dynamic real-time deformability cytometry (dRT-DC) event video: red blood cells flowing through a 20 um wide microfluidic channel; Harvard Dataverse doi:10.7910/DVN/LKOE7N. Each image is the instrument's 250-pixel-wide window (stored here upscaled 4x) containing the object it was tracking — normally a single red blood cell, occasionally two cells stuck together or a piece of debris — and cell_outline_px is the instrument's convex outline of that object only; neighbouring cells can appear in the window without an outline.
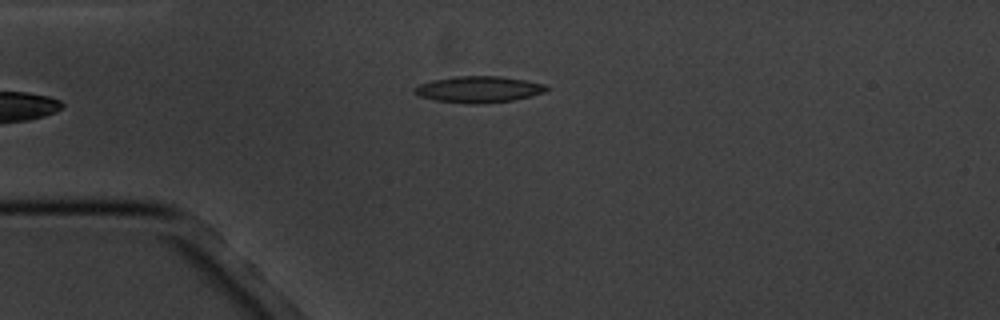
{"species": "common noctule bat (a hibernating species)", "species_latin": "Nyctalus noctula", "temperature_condition": "cold", "stored_images_in_passage": 4, "camera_frame_rate_fps": 3000, "um_per_image_px": 0.085, "animal": {"sex": "male", "body_mass_g": 20.1, "forearm_length_mm": 53.5}, "frame": {"image": 1, "passage_image": 4, "time_ms": 4.333, "image_size_px": [1000, 320], "cell_outline_px": [[548, 88], [544, 92], [512, 100], [480, 104], [468, 104], [436, 100], [420, 96], [412, 92], [412, 88], [420, 84], [432, 80], [452, 76], [500, 76], [548, 84]], "centroid_in_image_um": [40.65, 7.59], "position_along_channel_um": 44.3, "area_um2": 20.29}}